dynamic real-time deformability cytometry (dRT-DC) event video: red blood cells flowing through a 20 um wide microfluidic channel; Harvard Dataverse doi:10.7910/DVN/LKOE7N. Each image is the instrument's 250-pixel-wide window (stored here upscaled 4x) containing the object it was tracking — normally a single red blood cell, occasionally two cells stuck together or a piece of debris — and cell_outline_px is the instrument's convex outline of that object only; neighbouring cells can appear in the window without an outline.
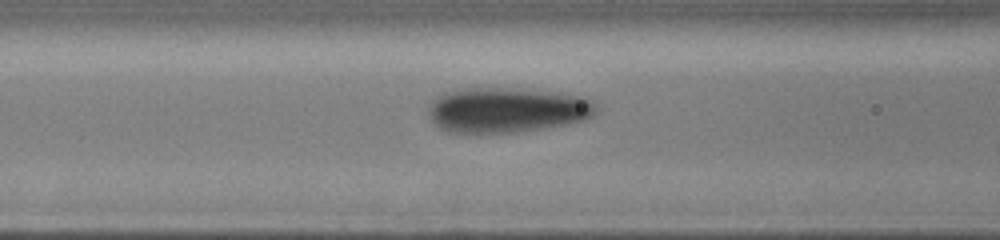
{"species": "human", "species_latin": "Homo sapiens", "temperature_condition": "cold", "stored_images_in_passage": 34, "camera_frame_rate_fps": 3000, "um_per_image_px": 0.085, "donor": {"sex": "male"}, "frame": {"image": 1, "passage_image": 14, "time_ms": 4.667, "image_size_px": [1000, 240], "cell_outline_px": [[600, 108], [588, 120], [568, 124], [520, 132], [448, 132], [440, 128], [432, 120], [428, 112], [428, 108], [432, 100], [444, 92], [464, 88], [516, 88], [556, 92], [584, 96], [592, 100]], "centroid_in_image_um": [43.15, 9.34], "position_along_channel_um": 123.5, "area_um2": 44.51}}
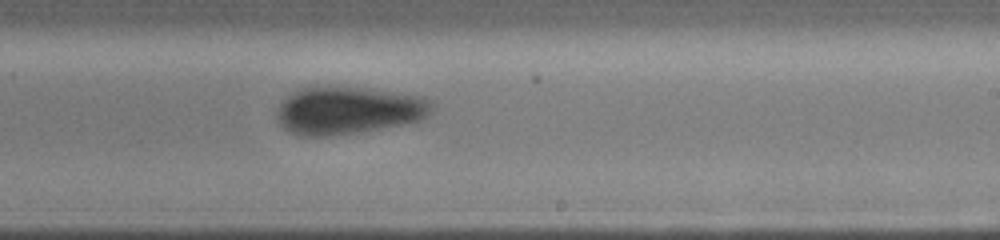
{"frame": {"image": 2, "passage_image": 23, "time_ms": 7.667, "image_size_px": [1000, 240], "cell_outline_px": [[432, 108], [420, 120], [400, 124], [352, 132], [324, 136], [300, 136], [284, 128], [280, 124], [276, 116], [276, 112], [280, 104], [292, 92], [316, 84], [364, 88], [424, 96], [432, 100]], "centroid_in_image_um": [29.55, 9.34], "position_along_channel_um": 259.5, "area_um2": 42.71}}
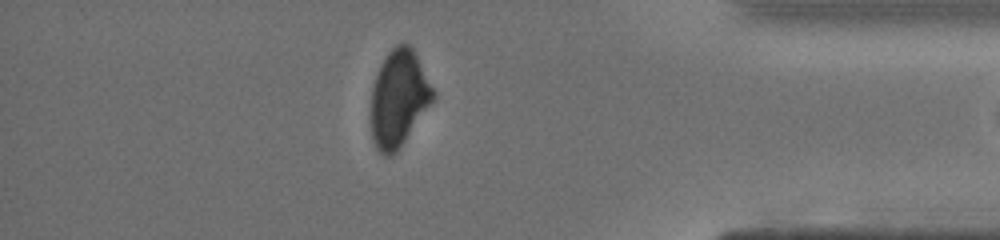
{"frame": {"image": 3, "passage_image": 33, "time_ms": 11.333, "image_size_px": [1000, 240], "cell_outline_px": [[436, 96], [432, 104], [400, 148], [392, 156], [384, 156], [376, 148], [372, 136], [368, 116], [372, 88], [380, 64], [388, 52], [396, 44], [408, 44], [412, 48]], "centroid_in_image_um": [33.85, 8.42], "position_along_channel_um": 401.4, "area_um2": 35.26}}